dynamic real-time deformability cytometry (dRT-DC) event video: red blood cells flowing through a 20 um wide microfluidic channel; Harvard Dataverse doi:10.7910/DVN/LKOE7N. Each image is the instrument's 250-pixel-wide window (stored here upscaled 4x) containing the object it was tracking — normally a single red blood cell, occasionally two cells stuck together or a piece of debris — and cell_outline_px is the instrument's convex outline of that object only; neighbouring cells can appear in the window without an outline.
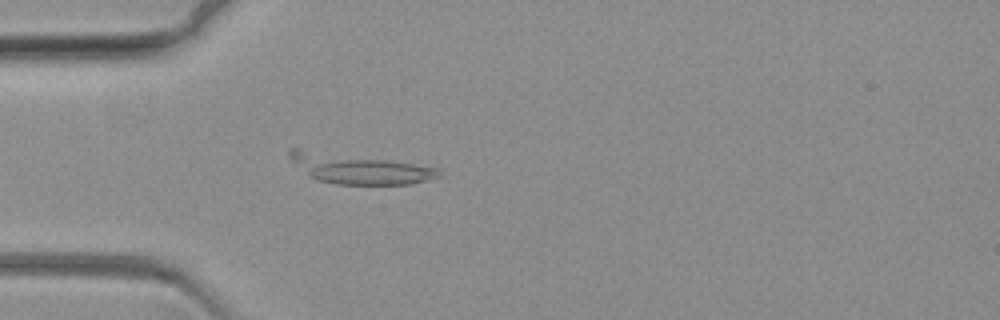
{"species": "common noctule bat (a hibernating species)", "species_latin": "Nyctalus noctula", "temperature_condition": "warm", "stored_images_in_passage": 68, "camera_frame_rate_fps": 3000, "um_per_image_px": 0.085, "animal": {"sex": "female", "body_mass_g": 19.3, "forearm_length_mm": 54.1}, "frame": {"image": 1, "passage_image": 19, "time_ms": 6.0, "image_size_px": [1000, 320], "cell_outline_px": [[440, 176], [412, 184], [336, 184], [316, 180], [308, 176], [288, 156], [288, 152], [292, 148], [296, 148], [384, 160], [440, 168]], "centroid_in_image_um": [30.49, 14.36], "position_along_channel_um": 54.5, "area_um2": 25.14}}
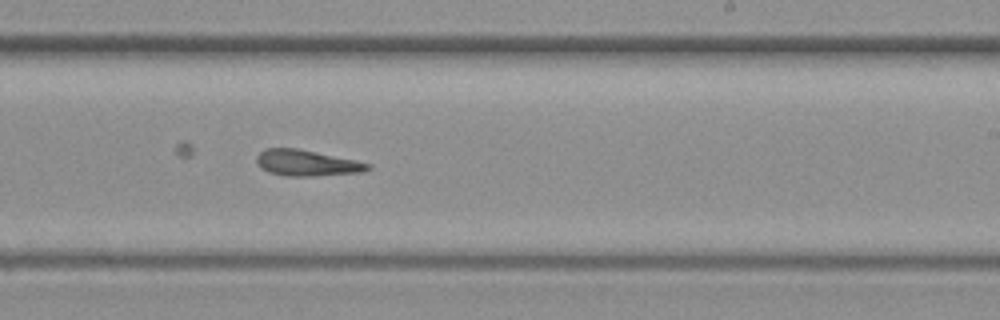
{"frame": {"image": 2, "passage_image": 41, "time_ms": 13.333, "image_size_px": [1000, 320], "cell_outline_px": [[372, 168], [364, 172], [316, 176], [284, 176], [268, 172], [260, 168], [256, 160], [256, 156], [264, 148], [296, 148], [356, 160], [372, 164]], "centroid_in_image_um": [26.08, 13.86], "position_along_channel_um": 262.9, "area_um2": 17.05}}
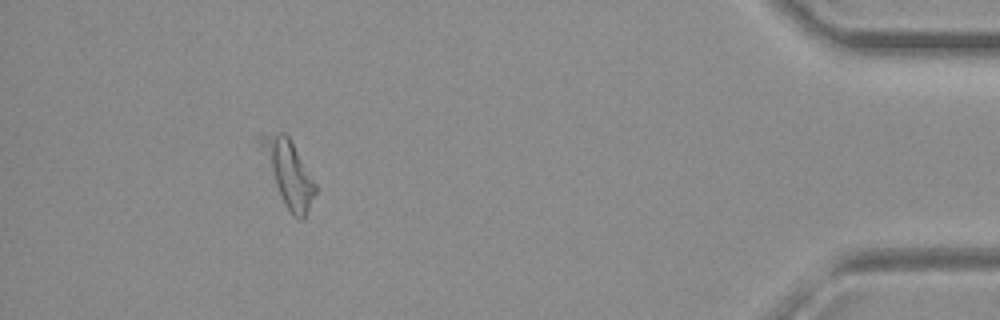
{"frame": {"image": 3, "passage_image": 62, "time_ms": 20.333, "image_size_px": [1000, 320], "cell_outline_px": [[316, 192], [304, 220], [300, 220], [292, 216], [284, 204], [256, 140], [256, 136], [260, 132], [284, 132], [288, 136], [316, 184]], "centroid_in_image_um": [24.48, 14.66], "position_along_channel_um": 410.7, "area_um2": 20.75}}